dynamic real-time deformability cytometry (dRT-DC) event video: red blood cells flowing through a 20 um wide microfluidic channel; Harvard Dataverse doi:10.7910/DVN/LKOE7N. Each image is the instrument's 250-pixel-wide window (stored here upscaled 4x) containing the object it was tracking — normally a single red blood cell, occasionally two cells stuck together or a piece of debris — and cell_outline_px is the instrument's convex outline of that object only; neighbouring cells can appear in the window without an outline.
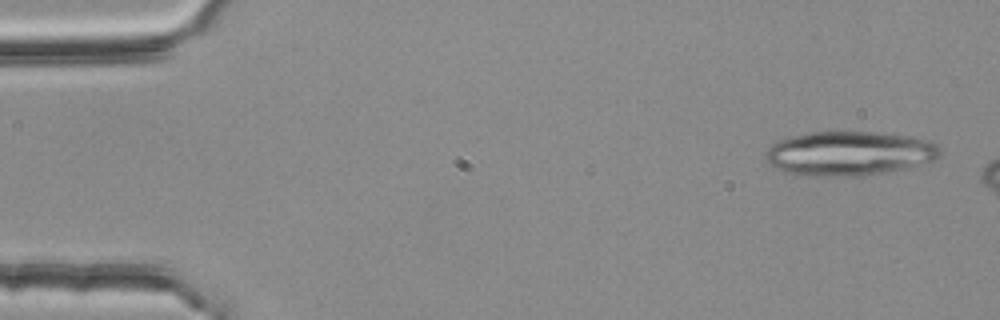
{"species": "common noctule bat (a hibernating species)", "species_latin": "Nyctalus noctula", "temperature_condition": "room temperature", "stored_images_in_passage": 9, "camera_frame_rate_fps": 3000, "um_per_image_px": 0.085, "animal": {"sex": "female", "body_mass_g": 25.1}, "frame": {"image": 1, "passage_image": 3, "time_ms": 0.667, "image_size_px": [1000, 320], "cell_outline_px": [[940, 156], [932, 160], [908, 168], [860, 176], [808, 176], [784, 172], [772, 164], [768, 160], [764, 152], [772, 144], [780, 140], [792, 136], [808, 132], [872, 132], [908, 136], [928, 140], [936, 144], [940, 148]], "centroid_in_image_um": [72.18, 13.04], "position_along_channel_um": 12.8, "area_um2": 44.8}}